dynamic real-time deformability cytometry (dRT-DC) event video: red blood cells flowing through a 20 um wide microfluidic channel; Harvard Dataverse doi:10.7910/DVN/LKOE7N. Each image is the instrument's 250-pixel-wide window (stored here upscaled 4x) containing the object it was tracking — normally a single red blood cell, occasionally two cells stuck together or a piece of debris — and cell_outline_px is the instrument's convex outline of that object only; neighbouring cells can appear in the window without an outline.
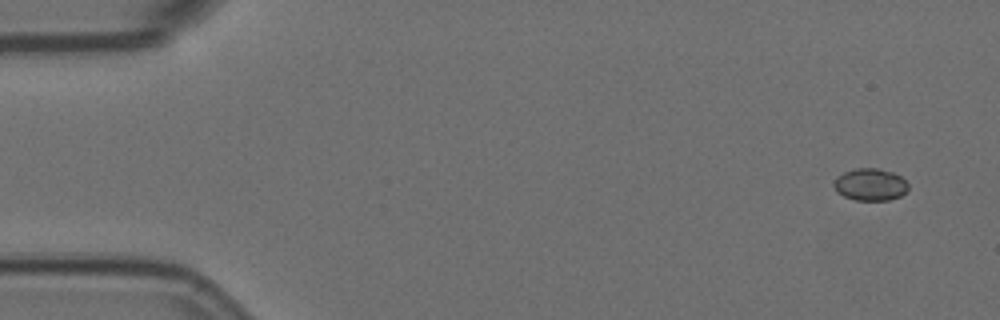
{"species": "Egyptian fruit bat (a non-hibernating species)", "species_latin": "Rousettus aegyptiacus", "temperature_condition": "room temperature", "stored_images_in_passage": 5, "camera_frame_rate_fps": 3000, "um_per_image_px": 0.085, "animal": {"sex": "female"}, "frame": {"image": 1, "passage_image": 1, "time_ms": 0.0, "image_size_px": [1000, 320], "cell_outline_px": [[908, 188], [900, 196], [888, 200], [856, 200], [844, 196], [836, 192], [832, 184], [836, 176], [844, 172], [856, 168], [880, 168], [892, 172], [900, 176], [908, 184]], "centroid_in_image_um": [73.93, 15.68], "position_along_channel_um": 11.1, "area_um2": 13.99}}
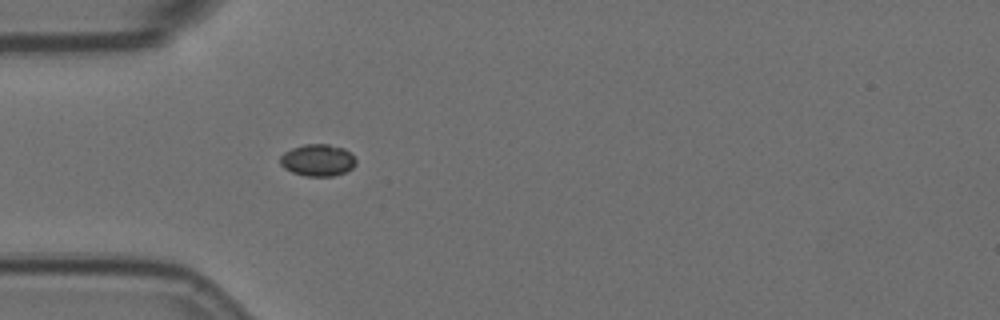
{"frame": {"image": 2, "passage_image": 5, "time_ms": 1.333, "image_size_px": [1000, 320], "cell_outline_px": [[356, 164], [352, 168], [344, 172], [332, 176], [304, 176], [292, 172], [284, 168], [280, 164], [280, 156], [284, 152], [292, 148], [304, 144], [328, 144], [344, 148], [356, 160]], "centroid_in_image_um": [26.98, 13.61], "position_along_channel_um": 58.0, "area_um2": 14.05}}